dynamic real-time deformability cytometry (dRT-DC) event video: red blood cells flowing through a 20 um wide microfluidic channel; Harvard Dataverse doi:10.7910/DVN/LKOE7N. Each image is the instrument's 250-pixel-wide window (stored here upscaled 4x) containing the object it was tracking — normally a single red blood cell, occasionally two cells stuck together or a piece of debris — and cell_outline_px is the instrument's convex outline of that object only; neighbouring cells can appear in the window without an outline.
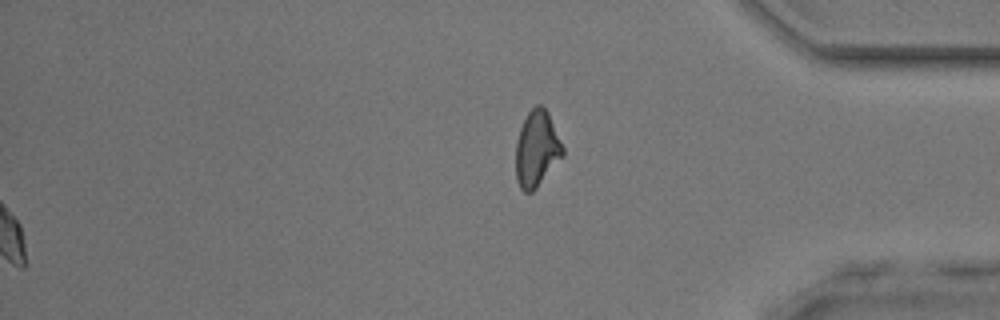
{"species": "common noctule bat (a hibernating species)", "species_latin": "Nyctalus noctula", "temperature_condition": "room temperature", "stored_images_in_passage": 42, "segment_of_instrument_passage": [2, 2], "camera_frame_rate_fps": 3000, "um_per_image_px": 0.085, "animal": {"sex": "male", "body_mass_g": 17.9, "forearm_length_mm": 54.2}, "frame": {"image": 1, "passage_image": 42, "time_ms": 13.667, "image_size_px": [1000, 320], "cell_outline_px": [[564, 156], [536, 188], [532, 192], [524, 192], [520, 188], [516, 180], [516, 140], [520, 128], [528, 112], [536, 104], [540, 104], [548, 112], [564, 148]], "centroid_in_image_um": [45.63, 12.66], "position_along_channel_um": 389.6, "area_um2": 20.87}}